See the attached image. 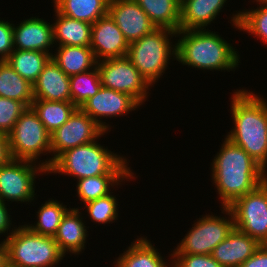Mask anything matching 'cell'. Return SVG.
<instances>
[{"label": "cell", "mask_w": 267, "mask_h": 267, "mask_svg": "<svg viewBox=\"0 0 267 267\" xmlns=\"http://www.w3.org/2000/svg\"><path fill=\"white\" fill-rule=\"evenodd\" d=\"M212 162L211 180L217 187L221 208H227L267 179V172L228 138H225Z\"/></svg>", "instance_id": "6da1fadb"}, {"label": "cell", "mask_w": 267, "mask_h": 267, "mask_svg": "<svg viewBox=\"0 0 267 267\" xmlns=\"http://www.w3.org/2000/svg\"><path fill=\"white\" fill-rule=\"evenodd\" d=\"M233 93L230 111L234 126L226 138L267 172V101L245 89Z\"/></svg>", "instance_id": "7a4b0ae2"}, {"label": "cell", "mask_w": 267, "mask_h": 267, "mask_svg": "<svg viewBox=\"0 0 267 267\" xmlns=\"http://www.w3.org/2000/svg\"><path fill=\"white\" fill-rule=\"evenodd\" d=\"M176 60L201 70L232 71L240 63L238 52L216 32L206 29L179 30ZM181 35V37H180Z\"/></svg>", "instance_id": "3957f363"}, {"label": "cell", "mask_w": 267, "mask_h": 267, "mask_svg": "<svg viewBox=\"0 0 267 267\" xmlns=\"http://www.w3.org/2000/svg\"><path fill=\"white\" fill-rule=\"evenodd\" d=\"M127 159L98 143L97 139L61 153L48 173L69 175L77 180L100 175H130Z\"/></svg>", "instance_id": "277c9868"}, {"label": "cell", "mask_w": 267, "mask_h": 267, "mask_svg": "<svg viewBox=\"0 0 267 267\" xmlns=\"http://www.w3.org/2000/svg\"><path fill=\"white\" fill-rule=\"evenodd\" d=\"M13 228L14 232L4 239L10 265L55 267L65 257L54 237L34 233L25 224Z\"/></svg>", "instance_id": "5b68a950"}, {"label": "cell", "mask_w": 267, "mask_h": 267, "mask_svg": "<svg viewBox=\"0 0 267 267\" xmlns=\"http://www.w3.org/2000/svg\"><path fill=\"white\" fill-rule=\"evenodd\" d=\"M174 36L173 30L157 28L129 43L127 57L151 86L165 73L169 59H176V45L171 42Z\"/></svg>", "instance_id": "8992f818"}, {"label": "cell", "mask_w": 267, "mask_h": 267, "mask_svg": "<svg viewBox=\"0 0 267 267\" xmlns=\"http://www.w3.org/2000/svg\"><path fill=\"white\" fill-rule=\"evenodd\" d=\"M13 159L37 163L40 154H51L50 133L29 107L21 114L8 134Z\"/></svg>", "instance_id": "52a82bcc"}, {"label": "cell", "mask_w": 267, "mask_h": 267, "mask_svg": "<svg viewBox=\"0 0 267 267\" xmlns=\"http://www.w3.org/2000/svg\"><path fill=\"white\" fill-rule=\"evenodd\" d=\"M221 210V213L228 215V217L225 216L226 219L214 216L212 213L197 219L171 254H211L235 227L231 211L228 208Z\"/></svg>", "instance_id": "ba28073f"}, {"label": "cell", "mask_w": 267, "mask_h": 267, "mask_svg": "<svg viewBox=\"0 0 267 267\" xmlns=\"http://www.w3.org/2000/svg\"><path fill=\"white\" fill-rule=\"evenodd\" d=\"M227 208L233 215L235 228L262 245L267 244V179Z\"/></svg>", "instance_id": "9c48e42d"}, {"label": "cell", "mask_w": 267, "mask_h": 267, "mask_svg": "<svg viewBox=\"0 0 267 267\" xmlns=\"http://www.w3.org/2000/svg\"><path fill=\"white\" fill-rule=\"evenodd\" d=\"M105 133L88 114L77 108L61 127L50 134L51 156H54L38 162L48 170L61 153L99 139Z\"/></svg>", "instance_id": "30bf717a"}, {"label": "cell", "mask_w": 267, "mask_h": 267, "mask_svg": "<svg viewBox=\"0 0 267 267\" xmlns=\"http://www.w3.org/2000/svg\"><path fill=\"white\" fill-rule=\"evenodd\" d=\"M97 68L102 87L131 95L141 105L147 100L152 86L127 56L99 61Z\"/></svg>", "instance_id": "8fae6325"}, {"label": "cell", "mask_w": 267, "mask_h": 267, "mask_svg": "<svg viewBox=\"0 0 267 267\" xmlns=\"http://www.w3.org/2000/svg\"><path fill=\"white\" fill-rule=\"evenodd\" d=\"M39 172L45 174L47 169L27 160L12 159L0 166V200L31 203L37 194L34 181Z\"/></svg>", "instance_id": "7c38bea8"}, {"label": "cell", "mask_w": 267, "mask_h": 267, "mask_svg": "<svg viewBox=\"0 0 267 267\" xmlns=\"http://www.w3.org/2000/svg\"><path fill=\"white\" fill-rule=\"evenodd\" d=\"M140 105L131 95L101 87L99 92L85 101L80 109L88 114L105 132H108L111 127L100 119L123 117V114L127 115L132 110L139 108Z\"/></svg>", "instance_id": "4fadbf2b"}, {"label": "cell", "mask_w": 267, "mask_h": 267, "mask_svg": "<svg viewBox=\"0 0 267 267\" xmlns=\"http://www.w3.org/2000/svg\"><path fill=\"white\" fill-rule=\"evenodd\" d=\"M108 14L128 43L137 41L157 29L135 0H110Z\"/></svg>", "instance_id": "5bb4252c"}, {"label": "cell", "mask_w": 267, "mask_h": 267, "mask_svg": "<svg viewBox=\"0 0 267 267\" xmlns=\"http://www.w3.org/2000/svg\"><path fill=\"white\" fill-rule=\"evenodd\" d=\"M129 43L109 14L92 24L90 48L97 62L127 56Z\"/></svg>", "instance_id": "9a60e30c"}, {"label": "cell", "mask_w": 267, "mask_h": 267, "mask_svg": "<svg viewBox=\"0 0 267 267\" xmlns=\"http://www.w3.org/2000/svg\"><path fill=\"white\" fill-rule=\"evenodd\" d=\"M54 34L52 24L36 17L25 19L15 26L13 24V46L16 50H32L49 53L53 48Z\"/></svg>", "instance_id": "2e32d148"}, {"label": "cell", "mask_w": 267, "mask_h": 267, "mask_svg": "<svg viewBox=\"0 0 267 267\" xmlns=\"http://www.w3.org/2000/svg\"><path fill=\"white\" fill-rule=\"evenodd\" d=\"M261 245L257 239L234 227L211 255L223 267H240Z\"/></svg>", "instance_id": "e0dca14e"}, {"label": "cell", "mask_w": 267, "mask_h": 267, "mask_svg": "<svg viewBox=\"0 0 267 267\" xmlns=\"http://www.w3.org/2000/svg\"><path fill=\"white\" fill-rule=\"evenodd\" d=\"M34 99L72 101L70 77L51 58L33 83Z\"/></svg>", "instance_id": "ac0fdd59"}, {"label": "cell", "mask_w": 267, "mask_h": 267, "mask_svg": "<svg viewBox=\"0 0 267 267\" xmlns=\"http://www.w3.org/2000/svg\"><path fill=\"white\" fill-rule=\"evenodd\" d=\"M79 210V208H70L66 212L54 236L57 245L64 255L69 252L79 255L85 248L88 231Z\"/></svg>", "instance_id": "d6986e66"}, {"label": "cell", "mask_w": 267, "mask_h": 267, "mask_svg": "<svg viewBox=\"0 0 267 267\" xmlns=\"http://www.w3.org/2000/svg\"><path fill=\"white\" fill-rule=\"evenodd\" d=\"M227 0H183L179 30L206 29L219 15Z\"/></svg>", "instance_id": "ffe728a7"}, {"label": "cell", "mask_w": 267, "mask_h": 267, "mask_svg": "<svg viewBox=\"0 0 267 267\" xmlns=\"http://www.w3.org/2000/svg\"><path fill=\"white\" fill-rule=\"evenodd\" d=\"M55 10V21L52 24L54 43L59 46L90 47L92 24L70 18Z\"/></svg>", "instance_id": "44dd1931"}, {"label": "cell", "mask_w": 267, "mask_h": 267, "mask_svg": "<svg viewBox=\"0 0 267 267\" xmlns=\"http://www.w3.org/2000/svg\"><path fill=\"white\" fill-rule=\"evenodd\" d=\"M131 243L128 250L117 257L115 267H172L145 237L137 238Z\"/></svg>", "instance_id": "7402d4cb"}, {"label": "cell", "mask_w": 267, "mask_h": 267, "mask_svg": "<svg viewBox=\"0 0 267 267\" xmlns=\"http://www.w3.org/2000/svg\"><path fill=\"white\" fill-rule=\"evenodd\" d=\"M51 58L69 77L97 66L93 50L84 46H58Z\"/></svg>", "instance_id": "603a6c76"}, {"label": "cell", "mask_w": 267, "mask_h": 267, "mask_svg": "<svg viewBox=\"0 0 267 267\" xmlns=\"http://www.w3.org/2000/svg\"><path fill=\"white\" fill-rule=\"evenodd\" d=\"M156 28L175 32L180 26V2L178 0H135Z\"/></svg>", "instance_id": "cb8c5ba5"}, {"label": "cell", "mask_w": 267, "mask_h": 267, "mask_svg": "<svg viewBox=\"0 0 267 267\" xmlns=\"http://www.w3.org/2000/svg\"><path fill=\"white\" fill-rule=\"evenodd\" d=\"M0 97L22 102L27 108L34 100L33 85L22 78L6 60L0 61Z\"/></svg>", "instance_id": "d4e9b609"}, {"label": "cell", "mask_w": 267, "mask_h": 267, "mask_svg": "<svg viewBox=\"0 0 267 267\" xmlns=\"http://www.w3.org/2000/svg\"><path fill=\"white\" fill-rule=\"evenodd\" d=\"M110 0H53L55 9L62 15L95 23L108 14Z\"/></svg>", "instance_id": "484cf974"}, {"label": "cell", "mask_w": 267, "mask_h": 267, "mask_svg": "<svg viewBox=\"0 0 267 267\" xmlns=\"http://www.w3.org/2000/svg\"><path fill=\"white\" fill-rule=\"evenodd\" d=\"M31 108L50 134L61 127L77 109L72 101L41 99H34Z\"/></svg>", "instance_id": "4316f807"}, {"label": "cell", "mask_w": 267, "mask_h": 267, "mask_svg": "<svg viewBox=\"0 0 267 267\" xmlns=\"http://www.w3.org/2000/svg\"><path fill=\"white\" fill-rule=\"evenodd\" d=\"M51 59L49 53L32 50H16L6 59L9 65L32 85Z\"/></svg>", "instance_id": "83f0119b"}, {"label": "cell", "mask_w": 267, "mask_h": 267, "mask_svg": "<svg viewBox=\"0 0 267 267\" xmlns=\"http://www.w3.org/2000/svg\"><path fill=\"white\" fill-rule=\"evenodd\" d=\"M133 172L130 175H100L77 180V195L86 204L89 201L105 197L113 192L112 187L120 185L123 180L134 179ZM111 187V188H110Z\"/></svg>", "instance_id": "f1b7e54d"}, {"label": "cell", "mask_w": 267, "mask_h": 267, "mask_svg": "<svg viewBox=\"0 0 267 267\" xmlns=\"http://www.w3.org/2000/svg\"><path fill=\"white\" fill-rule=\"evenodd\" d=\"M69 210L67 205H63L57 200H48L42 204L37 213V222L32 225L25 224L32 232L44 236L54 237L58 231L63 216Z\"/></svg>", "instance_id": "f546056e"}, {"label": "cell", "mask_w": 267, "mask_h": 267, "mask_svg": "<svg viewBox=\"0 0 267 267\" xmlns=\"http://www.w3.org/2000/svg\"><path fill=\"white\" fill-rule=\"evenodd\" d=\"M256 1L260 6L252 10L238 11L231 17L232 25L240 31H245L267 44V5L259 0Z\"/></svg>", "instance_id": "4dcf8cb0"}, {"label": "cell", "mask_w": 267, "mask_h": 267, "mask_svg": "<svg viewBox=\"0 0 267 267\" xmlns=\"http://www.w3.org/2000/svg\"><path fill=\"white\" fill-rule=\"evenodd\" d=\"M102 87L97 66L84 73L70 77V94L72 103L80 108L85 101L93 97Z\"/></svg>", "instance_id": "1f68e13d"}, {"label": "cell", "mask_w": 267, "mask_h": 267, "mask_svg": "<svg viewBox=\"0 0 267 267\" xmlns=\"http://www.w3.org/2000/svg\"><path fill=\"white\" fill-rule=\"evenodd\" d=\"M113 194L87 202L85 205L91 221L107 224L118 219V202Z\"/></svg>", "instance_id": "d6a6232c"}, {"label": "cell", "mask_w": 267, "mask_h": 267, "mask_svg": "<svg viewBox=\"0 0 267 267\" xmlns=\"http://www.w3.org/2000/svg\"><path fill=\"white\" fill-rule=\"evenodd\" d=\"M26 108L20 101L0 97V132L8 135Z\"/></svg>", "instance_id": "836d02e7"}, {"label": "cell", "mask_w": 267, "mask_h": 267, "mask_svg": "<svg viewBox=\"0 0 267 267\" xmlns=\"http://www.w3.org/2000/svg\"><path fill=\"white\" fill-rule=\"evenodd\" d=\"M174 260L172 267H223L219 264L211 254H171Z\"/></svg>", "instance_id": "e575fe53"}, {"label": "cell", "mask_w": 267, "mask_h": 267, "mask_svg": "<svg viewBox=\"0 0 267 267\" xmlns=\"http://www.w3.org/2000/svg\"><path fill=\"white\" fill-rule=\"evenodd\" d=\"M13 50V24L0 20V61L6 60Z\"/></svg>", "instance_id": "d590c367"}, {"label": "cell", "mask_w": 267, "mask_h": 267, "mask_svg": "<svg viewBox=\"0 0 267 267\" xmlns=\"http://www.w3.org/2000/svg\"><path fill=\"white\" fill-rule=\"evenodd\" d=\"M240 267H267V244L261 245Z\"/></svg>", "instance_id": "8d00e7d4"}, {"label": "cell", "mask_w": 267, "mask_h": 267, "mask_svg": "<svg viewBox=\"0 0 267 267\" xmlns=\"http://www.w3.org/2000/svg\"><path fill=\"white\" fill-rule=\"evenodd\" d=\"M10 218H11V215H9L6 202H3L0 200V235L4 233L8 234V231H9V234L11 235L14 232V229L11 228L12 220ZM9 228L12 230L10 231Z\"/></svg>", "instance_id": "74e56055"}, {"label": "cell", "mask_w": 267, "mask_h": 267, "mask_svg": "<svg viewBox=\"0 0 267 267\" xmlns=\"http://www.w3.org/2000/svg\"><path fill=\"white\" fill-rule=\"evenodd\" d=\"M12 159L8 135L0 132V166L9 163Z\"/></svg>", "instance_id": "f35d334b"}, {"label": "cell", "mask_w": 267, "mask_h": 267, "mask_svg": "<svg viewBox=\"0 0 267 267\" xmlns=\"http://www.w3.org/2000/svg\"><path fill=\"white\" fill-rule=\"evenodd\" d=\"M0 243V267H4L8 263L7 247L4 240Z\"/></svg>", "instance_id": "ab89813d"}, {"label": "cell", "mask_w": 267, "mask_h": 267, "mask_svg": "<svg viewBox=\"0 0 267 267\" xmlns=\"http://www.w3.org/2000/svg\"><path fill=\"white\" fill-rule=\"evenodd\" d=\"M4 267H15V266H12L9 263H7Z\"/></svg>", "instance_id": "60d3db41"}, {"label": "cell", "mask_w": 267, "mask_h": 267, "mask_svg": "<svg viewBox=\"0 0 267 267\" xmlns=\"http://www.w3.org/2000/svg\"><path fill=\"white\" fill-rule=\"evenodd\" d=\"M259 1H261V2H263L264 4L267 5V0H259Z\"/></svg>", "instance_id": "b9f144b4"}]
</instances>
